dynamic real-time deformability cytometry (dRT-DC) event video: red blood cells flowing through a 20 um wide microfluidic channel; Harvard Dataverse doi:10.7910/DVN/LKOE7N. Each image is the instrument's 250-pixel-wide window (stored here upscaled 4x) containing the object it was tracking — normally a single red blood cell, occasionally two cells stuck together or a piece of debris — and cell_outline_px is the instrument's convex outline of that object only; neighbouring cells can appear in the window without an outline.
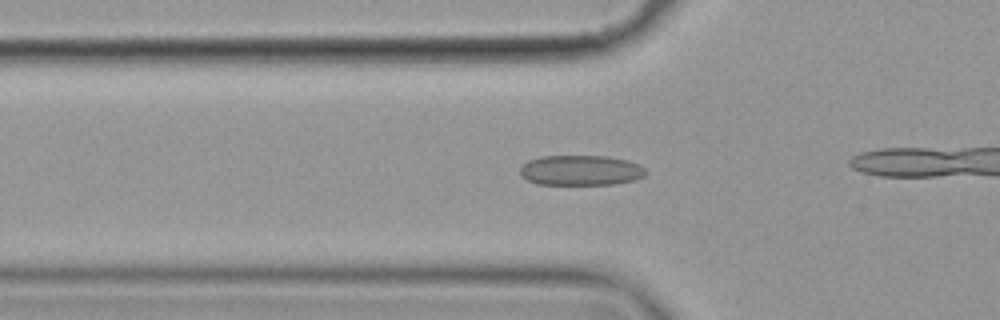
{"species": "common noctule bat (a hibernating species)", "species_latin": "Nyctalus noctula", "temperature_condition": "cold", "stored_images_in_passage": 30, "camera_frame_rate_fps": 3000, "um_per_image_px": 0.085, "animal": {"sex": "female", "body_mass_g": 19.9}, "frame": {"image": 1, "passage_image": 4, "time_ms": 1.0, "image_size_px": [1000, 320], "cell_outline_px": [[648, 172], [644, 176], [632, 180], [616, 184], [536, 184], [520, 176], [520, 168], [528, 160], [540, 156], [608, 156], [628, 160], [640, 164]], "centroid_in_image_um": [49.37, 14.47], "position_along_channel_um": 76.4, "area_um2": 22.25}}
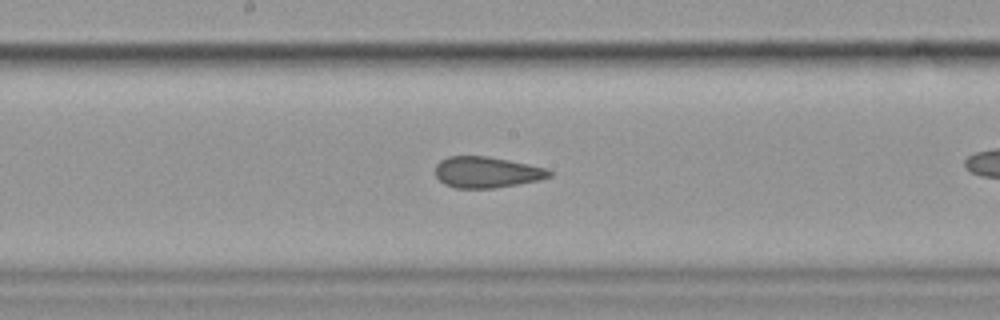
{"frame": {"image": 2, "passage_image": 15, "time_ms": 4.667, "image_size_px": [1000, 320], "cell_outline_px": [[552, 176], [536, 180], [516, 184], [492, 188], [456, 188], [444, 184], [436, 176], [436, 164], [440, 160], [448, 156], [488, 156], [548, 168], [552, 172]], "centroid_in_image_um": [41.35, 14.63], "position_along_channel_um": 206.8, "area_um2": 20.52}}
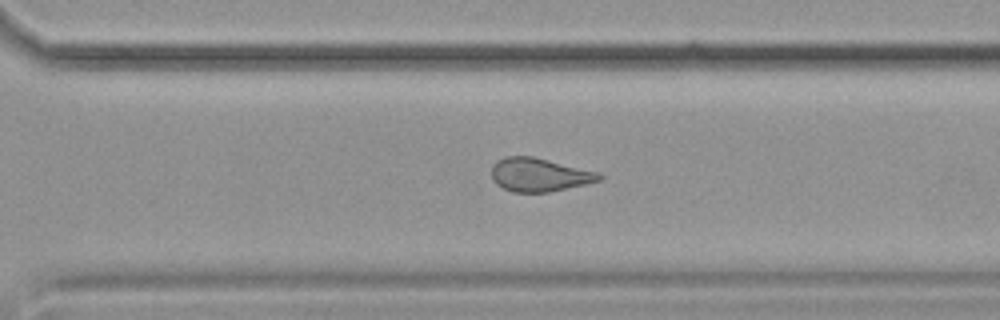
{"frame": {"image": 3, "passage_image": 25, "time_ms": 8.0, "image_size_px": [1000, 320], "cell_outline_px": [[604, 176], [600, 180], [584, 184], [548, 192], [512, 192], [496, 184], [492, 180], [492, 164], [496, 160], [504, 156], [532, 156], [600, 172]], "centroid_in_image_um": [45.81, 14.84], "position_along_channel_um": 324.8, "area_um2": 21.04}}